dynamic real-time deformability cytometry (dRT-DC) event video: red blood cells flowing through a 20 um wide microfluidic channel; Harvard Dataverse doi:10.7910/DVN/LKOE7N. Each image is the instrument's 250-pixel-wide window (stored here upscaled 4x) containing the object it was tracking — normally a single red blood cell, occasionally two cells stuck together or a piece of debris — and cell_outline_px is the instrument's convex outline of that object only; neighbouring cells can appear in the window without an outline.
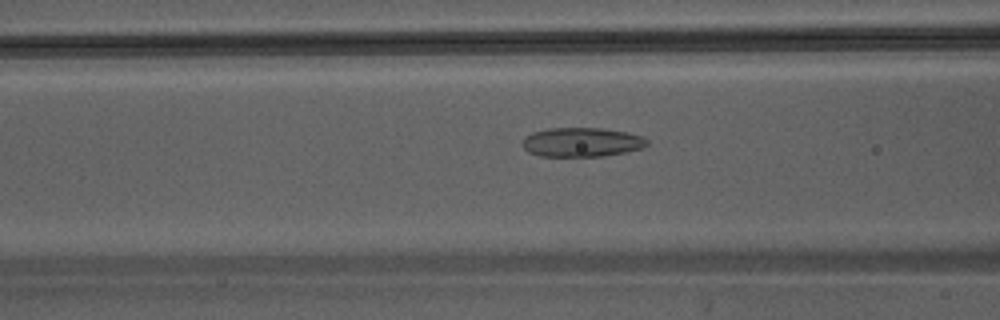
{"species": "Egyptian fruit bat (a non-hibernating species)", "species_latin": "Rousettus aegyptiacus", "temperature_condition": "warm", "stored_images_in_passage": 21, "camera_frame_rate_fps": 3000, "um_per_image_px": 0.085, "animal": {"sex": "male"}, "frame": {"image": 1, "passage_image": 11, "time_ms": 3.333, "image_size_px": [1000, 320], "cell_outline_px": [[648, 144], [644, 148], [604, 156], [540, 156], [528, 152], [524, 148], [524, 136], [532, 132], [548, 128], [600, 128], [628, 132], [644, 136], [648, 140]], "centroid_in_image_um": [49.48, 12.08], "position_along_channel_um": 117.1, "area_um2": 21.33}}
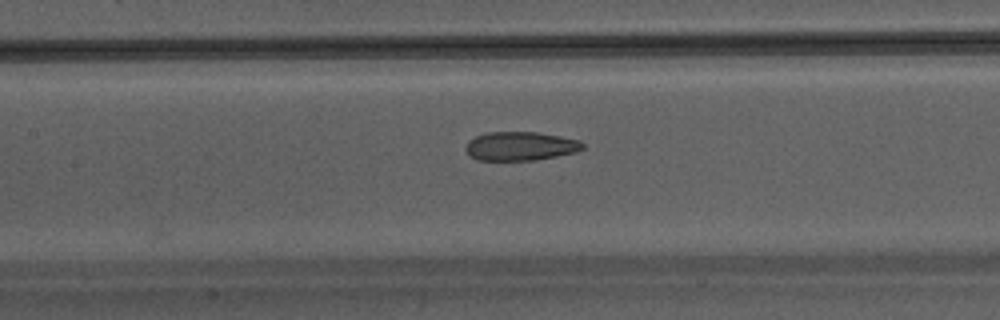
{"frame": {"image": 2, "passage_image": 14, "time_ms": 4.333, "image_size_px": [1000, 320], "cell_outline_px": [[584, 148], [576, 152], [536, 160], [476, 160], [464, 148], [468, 140], [484, 132], [536, 132], [560, 136], [580, 140], [584, 144]], "centroid_in_image_um": [44.23, 12.41], "position_along_channel_um": 163.2, "area_um2": 19.71}}
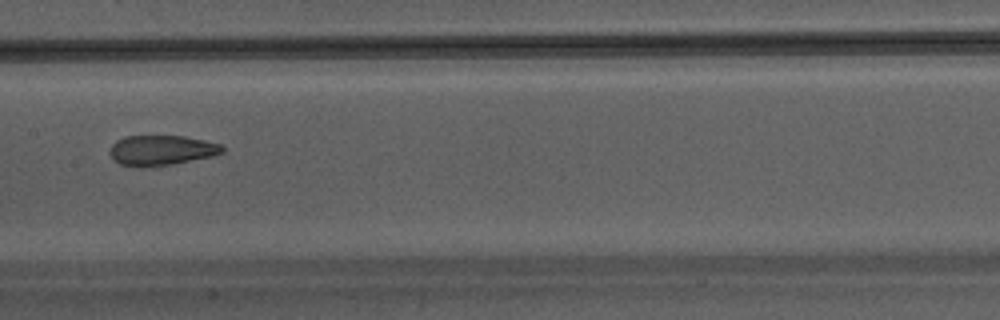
{"frame": {"image": 3, "passage_image": 16, "time_ms": 5.0, "image_size_px": [1000, 320], "cell_outline_px": [[224, 152], [212, 156], [156, 168], [120, 164], [112, 160], [108, 152], [112, 144], [116, 140], [124, 136], [184, 136], [204, 140], [220, 144], [224, 148]], "centroid_in_image_um": [13.69, 12.79], "position_along_channel_um": 193.7, "area_um2": 20.06}}